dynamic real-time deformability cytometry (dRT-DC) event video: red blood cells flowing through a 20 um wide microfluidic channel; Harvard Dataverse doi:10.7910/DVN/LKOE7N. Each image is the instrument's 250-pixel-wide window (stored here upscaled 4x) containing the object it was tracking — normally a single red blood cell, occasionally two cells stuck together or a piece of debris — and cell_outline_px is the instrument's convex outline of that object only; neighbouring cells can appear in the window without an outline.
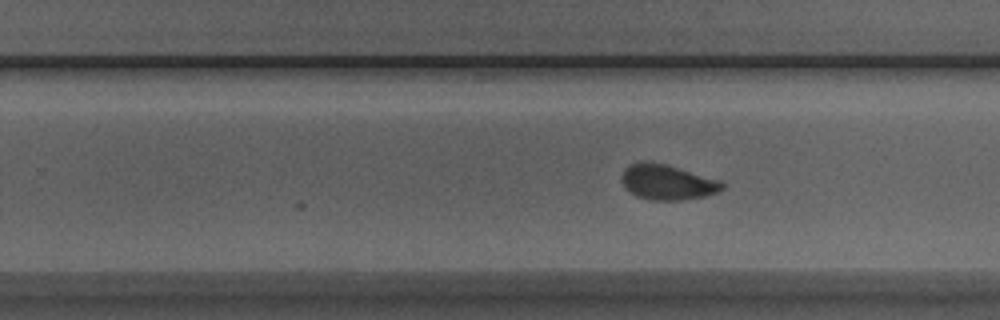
{"species": "Egyptian fruit bat (a non-hibernating species)", "species_latin": "Rousettus aegyptiacus", "temperature_condition": "room temperature", "stored_images_in_passage": 18, "camera_frame_rate_fps": 3000, "um_per_image_px": 0.085, "animal": {"sex": "male"}, "frame": {"image": 1, "passage_image": 18, "time_ms": 5.667, "image_size_px": [1000, 320], "cell_outline_px": [[724, 188], [716, 192], [704, 196], [680, 200], [652, 200], [636, 196], [620, 180], [620, 176], [624, 168], [628, 164], [664, 164], [720, 180], [724, 184]], "centroid_in_image_um": [56.73, 15.51], "position_along_channel_um": 273.1, "area_um2": 19.94}}